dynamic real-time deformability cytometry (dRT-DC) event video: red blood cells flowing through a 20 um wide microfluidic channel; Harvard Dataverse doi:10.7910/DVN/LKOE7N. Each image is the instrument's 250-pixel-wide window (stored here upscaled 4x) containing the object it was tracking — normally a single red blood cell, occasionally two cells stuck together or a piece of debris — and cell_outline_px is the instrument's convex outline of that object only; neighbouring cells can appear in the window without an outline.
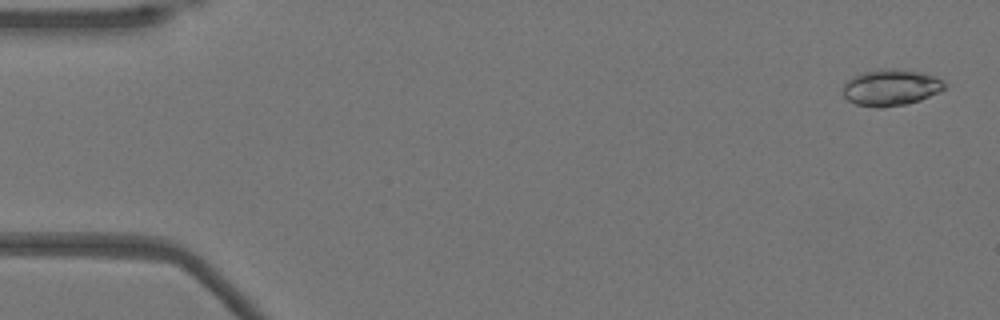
{"species": "Egyptian fruit bat (a non-hibernating species)", "species_latin": "Rousettus aegyptiacus", "temperature_condition": "warm", "stored_images_in_passage": 52, "camera_frame_rate_fps": 3000, "um_per_image_px": 0.085, "animal": {"sex": "female"}, "frame": {"image": 1, "passage_image": 2, "time_ms": 0.333, "image_size_px": [1000, 320], "cell_outline_px": [[944, 88], [920, 100], [908, 104], [884, 108], [876, 108], [856, 104], [848, 100], [844, 96], [844, 84], [852, 76], [864, 72], [888, 68], [920, 72], [936, 76], [944, 80]], "centroid_in_image_um": [75.71, 7.45], "position_along_channel_um": 9.3, "area_um2": 21.39}}
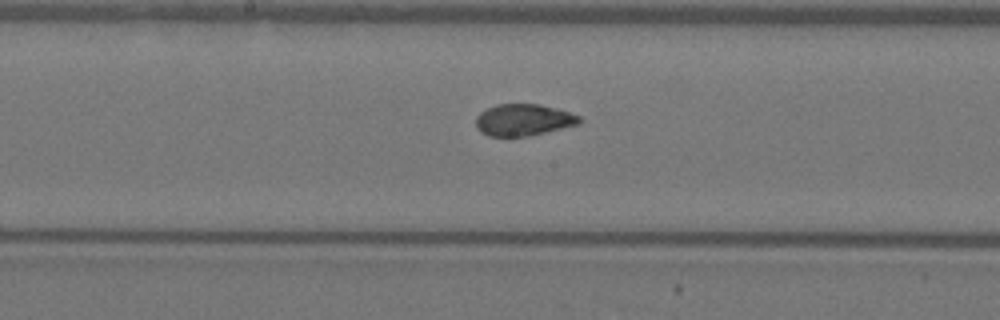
{"frame": {"image": 2, "passage_image": 27, "time_ms": 8.667, "image_size_px": [1000, 320], "cell_outline_px": [[580, 124], [528, 136], [488, 136], [480, 132], [476, 128], [476, 116], [480, 112], [496, 104], [540, 104], [556, 108], [580, 116]], "centroid_in_image_um": [44.46, 10.19], "position_along_channel_um": 203.7, "area_um2": 19.13}}
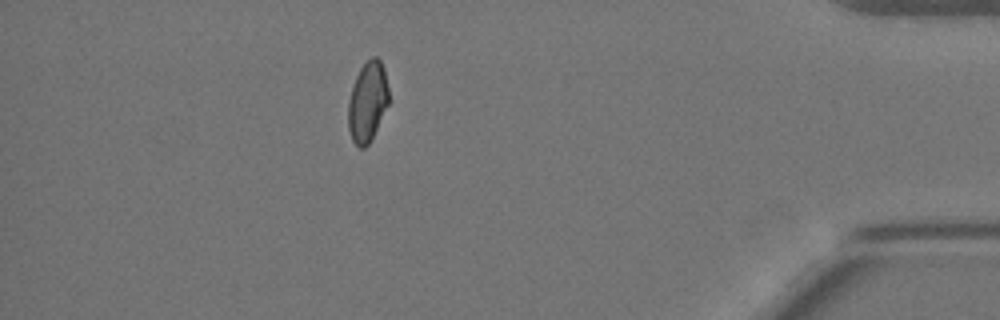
{"frame": {"image": 3, "passage_image": 46, "time_ms": 15.0, "image_size_px": [1000, 320], "cell_outline_px": [[388, 104], [372, 140], [364, 148], [360, 148], [352, 140], [348, 128], [348, 100], [352, 84], [360, 68], [372, 56], [376, 56], [380, 60], [384, 68], [388, 88]], "centroid_in_image_um": [31.23, 8.66], "position_along_channel_um": 404.0, "area_um2": 19.07}, "authors_computed_cell_mechanics": {"area_um2": 19.7676, "velocity_mm_per_s": 3.9137, "shape_relaxation_time_tau1_ms": 6.127, "shape_relaxation_time_tau2_ms": 1.1141, "deformation_change_tau1": 0.1651, "deformation_change_tau2": 0.0555}}